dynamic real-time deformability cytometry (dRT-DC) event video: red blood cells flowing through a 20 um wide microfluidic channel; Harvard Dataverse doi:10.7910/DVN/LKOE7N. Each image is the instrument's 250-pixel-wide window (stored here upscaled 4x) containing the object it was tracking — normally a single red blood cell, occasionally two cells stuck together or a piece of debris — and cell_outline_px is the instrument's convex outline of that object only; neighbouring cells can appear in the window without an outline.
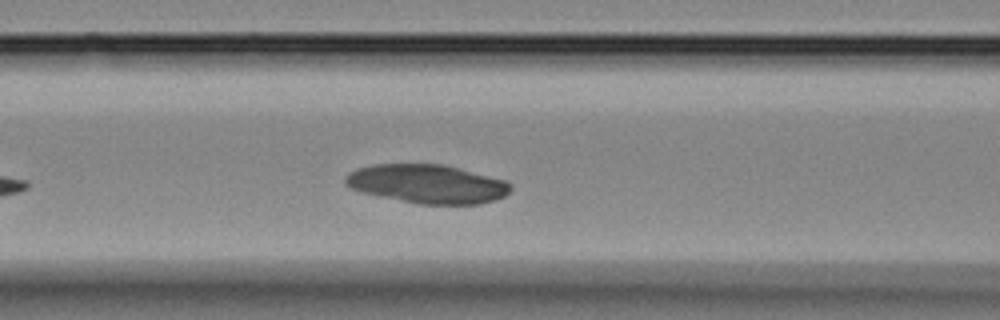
{"species": "Egyptian fruit bat (a non-hibernating species)", "species_latin": "Rousettus aegyptiacus", "temperature_condition": "room temperature", "stored_images_in_passage": 18, "camera_frame_rate_fps": 3000, "um_per_image_px": 0.085, "animal": {"sex": "female"}, "frame": {"image": 1, "passage_image": 6, "time_ms": 1.667, "image_size_px": [1000, 320], "cell_outline_px": [[512, 188], [504, 196], [496, 200], [480, 204], [420, 204], [380, 196], [364, 192], [352, 188], [344, 184], [344, 176], [348, 172], [356, 168], [372, 164], [444, 164], [460, 168], [504, 180], [512, 184]], "centroid_in_image_um": [36.31, 15.62], "position_along_channel_um": 130.3, "area_um2": 37.4}}
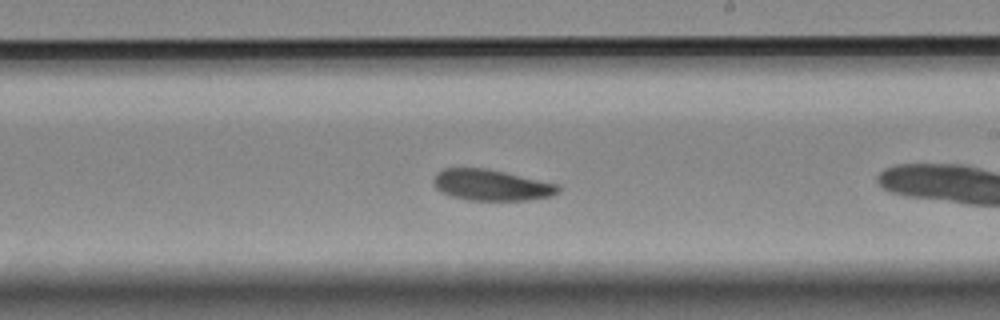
{"frame": {"image": 2, "passage_image": 11, "time_ms": 3.333, "image_size_px": [1000, 320], "cell_outline_px": [[560, 192], [552, 196], [524, 200], [468, 200], [452, 196], [440, 192], [432, 184], [432, 180], [436, 172], [444, 168], [488, 168], [560, 184]], "centroid_in_image_um": [41.76, 15.72], "position_along_channel_um": 247.2, "area_um2": 22.89}}
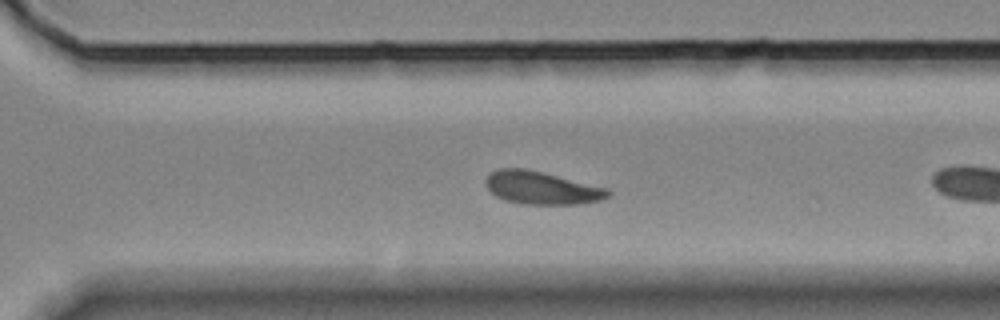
{"frame": {"image": 3, "passage_image": 16, "time_ms": 5.0, "image_size_px": [1000, 320], "cell_outline_px": [[612, 192], [608, 196], [600, 200], [580, 204], [524, 204], [504, 200], [496, 196], [484, 184], [484, 180], [492, 172], [500, 168], [524, 168], [608, 188]], "centroid_in_image_um": [46.03, 15.97], "position_along_channel_um": 324.6, "area_um2": 23.24}}